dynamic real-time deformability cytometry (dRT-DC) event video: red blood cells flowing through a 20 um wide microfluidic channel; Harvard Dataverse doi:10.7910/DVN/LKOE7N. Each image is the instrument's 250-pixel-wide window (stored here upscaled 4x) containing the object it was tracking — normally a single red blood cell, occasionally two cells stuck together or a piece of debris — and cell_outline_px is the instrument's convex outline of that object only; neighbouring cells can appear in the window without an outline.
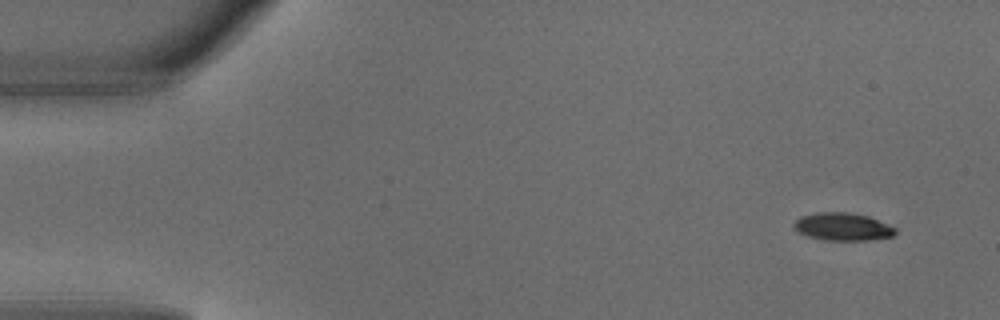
{"species": "common noctule bat (a hibernating species)", "species_latin": "Nyctalus noctula", "temperature_condition": "warm", "stored_images_in_passage": 5, "segment_of_instrument_passage": [1, 2], "camera_frame_rate_fps": 3000, "um_per_image_px": 0.085, "animal": {"sex": "male", "body_mass_g": 18.8}, "frame": {"image": 1, "passage_image": 1, "time_ms": 0.0, "image_size_px": [1000, 320], "cell_outline_px": [[896, 232], [892, 236], [868, 240], [824, 240], [808, 236], [796, 232], [792, 224], [800, 216], [816, 212], [848, 212], [868, 216], [888, 224], [896, 228]], "centroid_in_image_um": [71.59, 19.26], "position_along_channel_um": 13.4, "area_um2": 16.47}}